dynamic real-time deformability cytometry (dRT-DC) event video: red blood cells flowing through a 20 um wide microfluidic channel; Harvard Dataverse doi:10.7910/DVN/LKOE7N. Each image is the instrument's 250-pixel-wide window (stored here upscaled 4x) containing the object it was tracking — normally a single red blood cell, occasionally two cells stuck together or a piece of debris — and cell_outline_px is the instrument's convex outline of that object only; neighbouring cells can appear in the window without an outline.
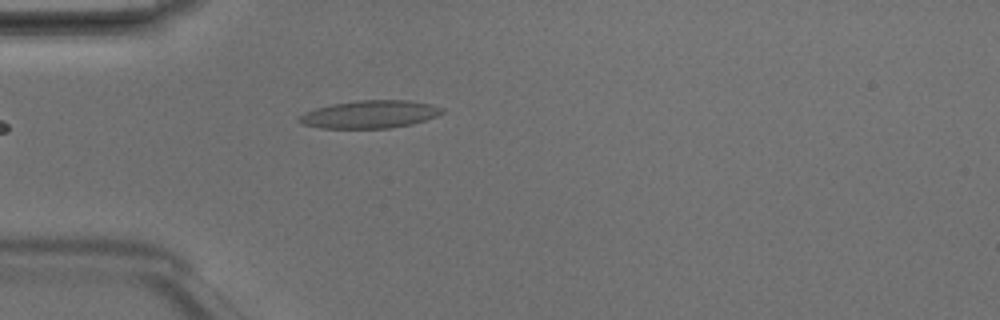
{"species": "Egyptian fruit bat (a non-hibernating species)", "species_latin": "Rousettus aegyptiacus", "temperature_condition": "room temperature", "stored_images_in_passage": 1, "camera_frame_rate_fps": 3000, "um_per_image_px": 0.085, "animal": {"sex": "male"}, "frame": {"image": 1, "passage_image": 1, "time_ms": 0.0, "image_size_px": [1000, 320], "cell_outline_px": [[444, 112], [436, 116], [412, 124], [388, 128], [320, 128], [304, 124], [296, 120], [296, 116], [316, 108], [332, 104], [360, 100], [412, 100], [432, 104], [444, 108]], "centroid_in_image_um": [31.44, 9.71], "position_along_channel_um": 53.6, "area_um2": 23.18}}